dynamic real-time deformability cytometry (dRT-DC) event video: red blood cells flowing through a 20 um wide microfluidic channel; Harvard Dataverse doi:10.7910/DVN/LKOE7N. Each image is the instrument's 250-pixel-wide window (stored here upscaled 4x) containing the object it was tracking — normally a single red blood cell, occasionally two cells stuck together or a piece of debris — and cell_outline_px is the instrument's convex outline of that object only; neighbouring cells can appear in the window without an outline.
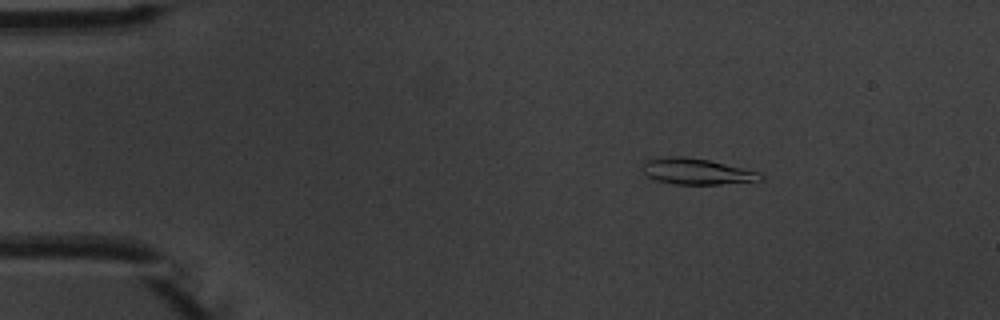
{"species": "common noctule bat (a hibernating species)", "species_latin": "Nyctalus noctula", "temperature_condition": "warm", "stored_images_in_passage": 4, "camera_frame_rate_fps": 3000, "um_per_image_px": 0.085, "animal": {"sex": "male", "body_mass_g": 20.1, "forearm_length_mm": 53.5}, "frame": {"image": 1, "passage_image": 3, "time_ms": 2.333, "image_size_px": [1000, 320], "cell_outline_px": [[764, 176], [760, 180], [720, 184], [676, 184], [656, 180], [648, 176], [644, 172], [644, 164], [648, 160], [664, 156], [684, 156], [708, 160], [744, 168], [760, 172]], "centroid_in_image_um": [59.24, 14.57], "position_along_channel_um": 25.8, "area_um2": 17.63}}